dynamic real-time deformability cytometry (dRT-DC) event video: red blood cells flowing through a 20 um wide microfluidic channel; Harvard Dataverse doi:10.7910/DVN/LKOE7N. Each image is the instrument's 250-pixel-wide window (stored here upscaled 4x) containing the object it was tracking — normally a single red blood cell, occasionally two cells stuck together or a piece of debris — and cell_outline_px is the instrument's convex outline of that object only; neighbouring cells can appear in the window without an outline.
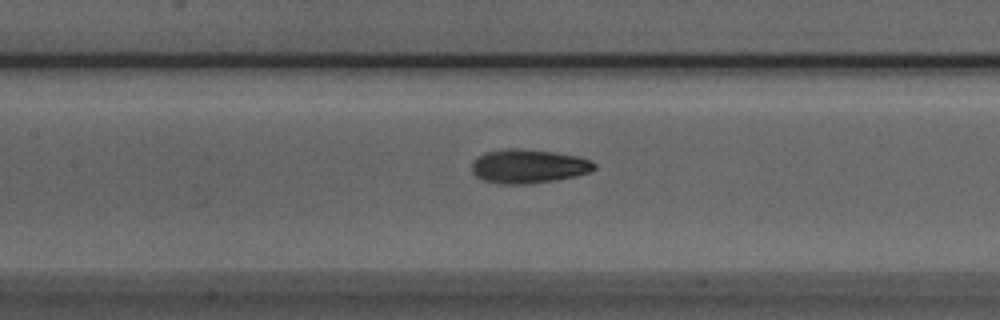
{"species": "Egyptian fruit bat (a non-hibernating species)", "species_latin": "Rousettus aegyptiacus", "temperature_condition": "room temperature", "stored_images_in_passage": 39, "camera_frame_rate_fps": 3000, "um_per_image_px": 0.085, "animal": {"sex": "male"}, "frame": {"image": 1, "passage_image": 13, "time_ms": 4.0, "image_size_px": [1000, 320], "cell_outline_px": [[596, 168], [588, 172], [576, 176], [552, 180], [524, 184], [504, 184], [484, 180], [476, 176], [472, 172], [472, 164], [476, 156], [484, 152], [504, 148], [520, 148], [552, 152], [576, 156], [592, 160], [596, 164]], "centroid_in_image_um": [44.89, 14.11], "position_along_channel_um": 162.5, "area_um2": 24.16}}
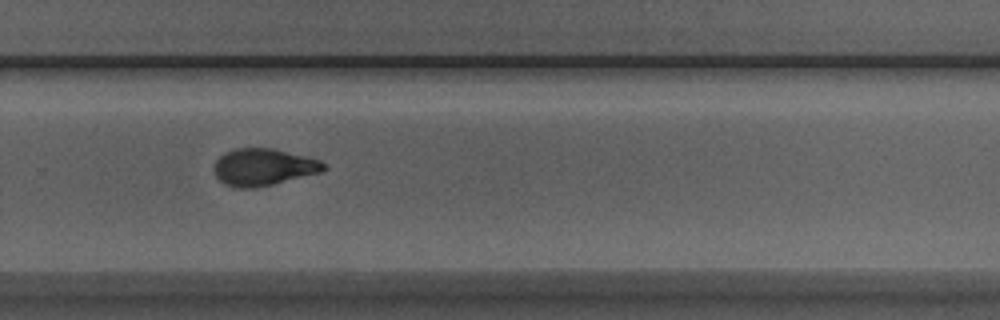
{"frame": {"image": 2, "passage_image": 24, "time_ms": 7.667, "image_size_px": [1000, 320], "cell_outline_px": [[328, 168], [320, 172], [256, 188], [236, 188], [224, 184], [216, 176], [212, 168], [216, 160], [224, 152], [236, 148], [272, 148], [320, 160]], "centroid_in_image_um": [22.34, 14.2], "position_along_channel_um": 307.5, "area_um2": 23.58}}
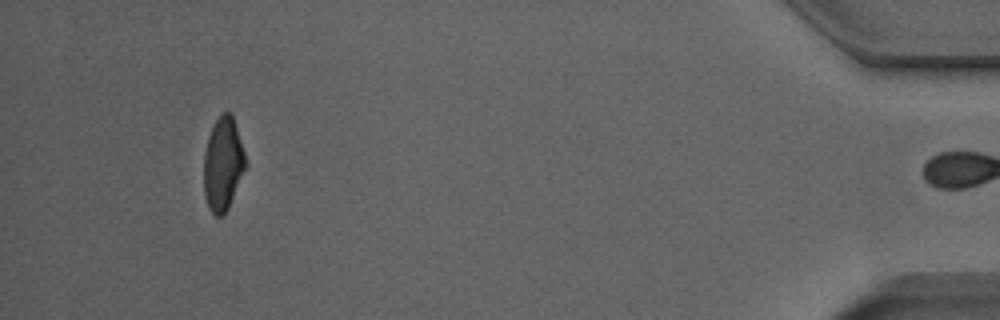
{"frame": {"image": 3, "passage_image": 38, "time_ms": 12.333, "image_size_px": [1000, 320], "cell_outline_px": [[248, 168], [224, 216], [216, 216], [208, 208], [204, 196], [204, 156], [208, 136], [216, 120], [224, 112], [232, 112], [248, 164]], "centroid_in_image_um": [18.98, 13.98], "position_along_channel_um": 416.2, "area_um2": 23.12}, "authors_computed_cell_mechanics": {"area_um2": 23.6402, "velocity_mm_per_s": 3.9684, "shape_relaxation_time_tau1_ms": 5.5411, "shape_relaxation_time_tau2_ms": 1.7178, "deformation_change_tau1": 0.1704, "deformation_change_tau2": 0.0803}}